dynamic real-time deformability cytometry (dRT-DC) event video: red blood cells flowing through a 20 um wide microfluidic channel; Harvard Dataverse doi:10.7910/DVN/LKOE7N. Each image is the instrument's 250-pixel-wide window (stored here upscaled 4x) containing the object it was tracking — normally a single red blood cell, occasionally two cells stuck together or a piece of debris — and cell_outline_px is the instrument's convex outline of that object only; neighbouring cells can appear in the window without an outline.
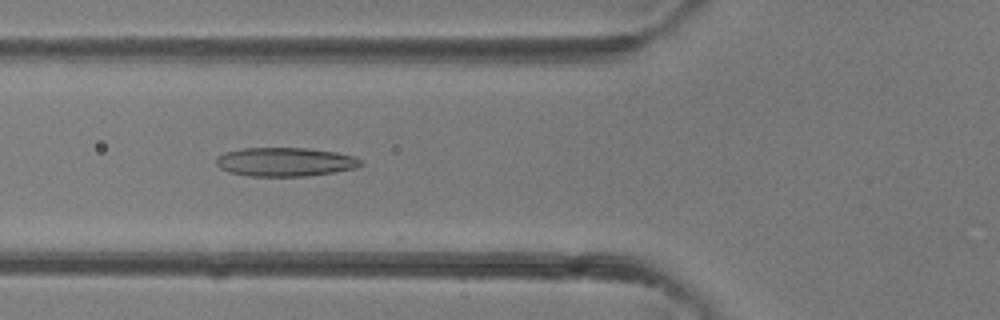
{"species": "common noctule bat (a hibernating species)", "species_latin": "Nyctalus noctula", "temperature_condition": "room temperature", "stored_images_in_passage": 40, "camera_frame_rate_fps": 3000, "um_per_image_px": 0.085, "animal": {"sex": "female"}, "frame": {"image": 1, "passage_image": 15, "time_ms": 4.667, "image_size_px": [1000, 320], "cell_outline_px": [[364, 164], [356, 168], [308, 176], [248, 176], [228, 172], [220, 168], [216, 164], [216, 160], [224, 152], [244, 148], [308, 148], [336, 152], [352, 156], [360, 160]], "centroid_in_image_um": [24.23, 13.76], "position_along_channel_um": 101.6, "area_um2": 24.22}}
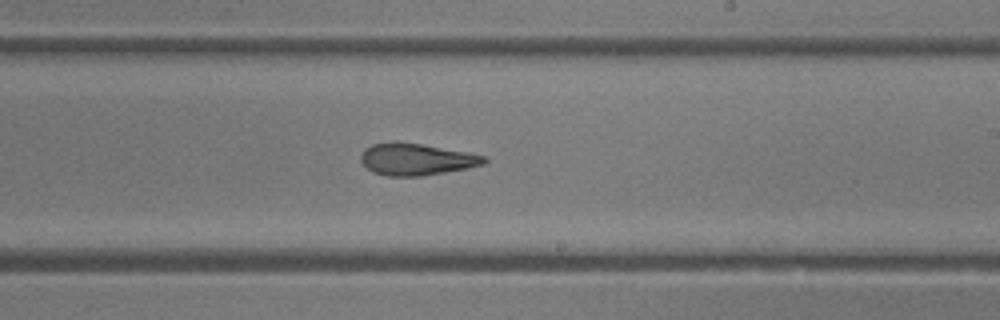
{"frame": {"image": 2, "passage_image": 24, "time_ms": 7.667, "image_size_px": [1000, 320], "cell_outline_px": [[488, 160], [484, 164], [468, 168], [420, 176], [388, 176], [372, 172], [360, 160], [360, 156], [364, 148], [372, 144], [392, 140], [420, 144], [468, 152], [484, 156]], "centroid_in_image_um": [35.35, 13.53], "position_along_channel_um": 253.7, "area_um2": 22.95}}
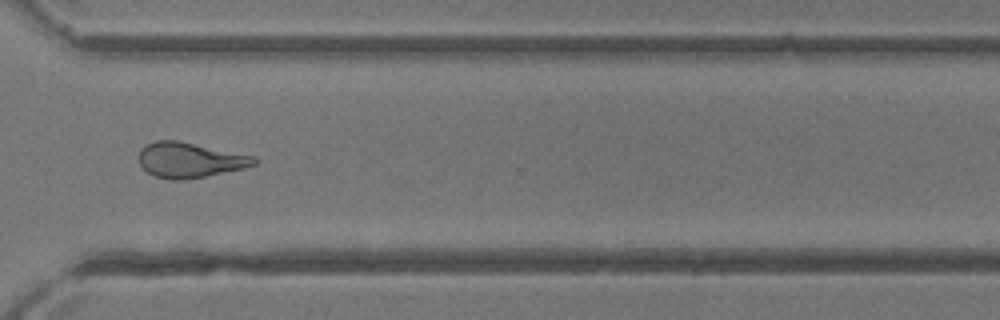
{"frame": {"image": 3, "passage_image": 30, "time_ms": 9.667, "image_size_px": [1000, 320], "cell_outline_px": [[256, 164], [244, 168], [184, 180], [172, 180], [156, 176], [148, 172], [140, 164], [140, 148], [156, 140], [176, 140], [256, 156]], "centroid_in_image_um": [16.14, 13.6], "position_along_channel_um": 354.5, "area_um2": 23.35}}